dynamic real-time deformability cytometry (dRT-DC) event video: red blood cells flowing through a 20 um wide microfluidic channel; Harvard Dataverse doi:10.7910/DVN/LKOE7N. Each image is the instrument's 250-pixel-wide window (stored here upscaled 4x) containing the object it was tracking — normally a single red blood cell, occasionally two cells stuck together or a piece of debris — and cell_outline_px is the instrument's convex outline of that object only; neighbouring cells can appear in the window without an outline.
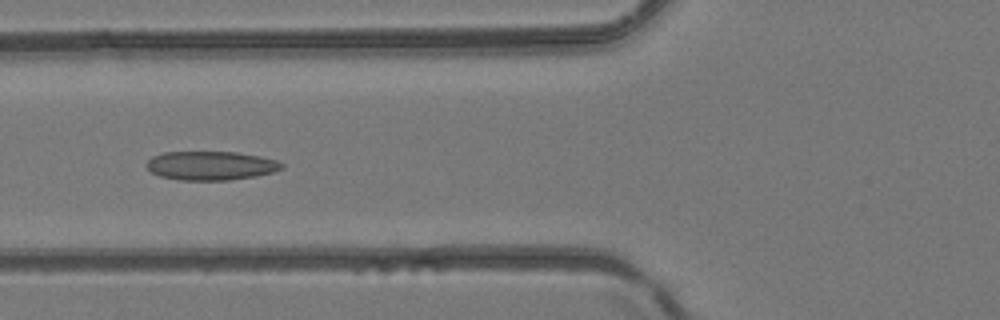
{"species": "common noctule bat (a hibernating species)", "species_latin": "Nyctalus noctula", "temperature_condition": "room temperature", "stored_images_in_passage": 5, "camera_frame_rate_fps": 3000, "um_per_image_px": 0.085, "animal": {"sex": "female", "body_mass_g": 24.6, "forearm_length_mm": 56.2}, "frame": {"image": 1, "passage_image": 5, "time_ms": 1.333, "image_size_px": [1000, 320], "cell_outline_px": [[284, 168], [272, 172], [256, 176], [228, 180], [180, 180], [160, 176], [152, 172], [148, 168], [148, 160], [152, 156], [164, 152], [236, 152], [260, 156], [276, 160], [284, 164]], "centroid_in_image_um": [17.95, 14.08], "position_along_channel_um": 107.9, "area_um2": 22.66}}